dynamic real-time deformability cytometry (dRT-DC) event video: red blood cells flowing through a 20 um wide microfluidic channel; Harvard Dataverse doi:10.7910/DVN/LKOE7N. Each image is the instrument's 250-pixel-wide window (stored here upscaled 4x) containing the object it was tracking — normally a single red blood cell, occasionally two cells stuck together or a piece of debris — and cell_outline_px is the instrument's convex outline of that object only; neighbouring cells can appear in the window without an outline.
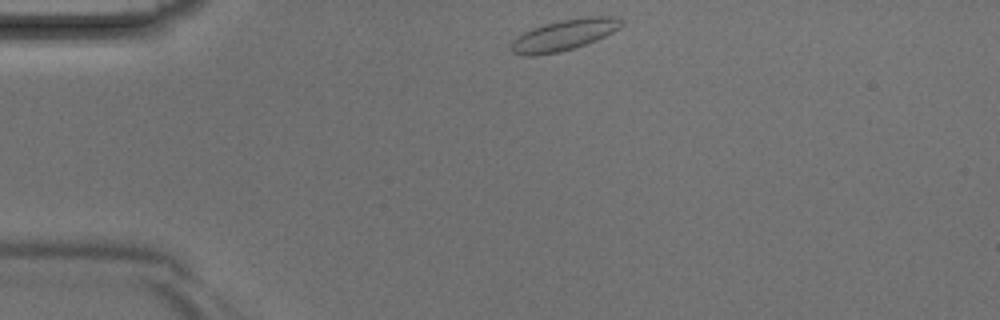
{"species": "Egyptian fruit bat (a non-hibernating species)", "species_latin": "Rousettus aegyptiacus", "temperature_condition": "room temperature", "stored_images_in_passage": 2, "camera_frame_rate_fps": 3000, "um_per_image_px": 0.085, "animal": {"sex": "male"}, "frame": {"image": 1, "passage_image": 1, "time_ms": 0.0, "image_size_px": [1000, 320], "cell_outline_px": [[624, 24], [620, 28], [596, 40], [560, 52], [536, 56], [524, 56], [512, 52], [508, 48], [508, 44], [516, 36], [532, 28], [544, 24], [560, 20], [584, 16], [616, 16]], "centroid_in_image_um": [47.88, 2.98], "position_along_channel_um": 37.1, "area_um2": 20.17}}